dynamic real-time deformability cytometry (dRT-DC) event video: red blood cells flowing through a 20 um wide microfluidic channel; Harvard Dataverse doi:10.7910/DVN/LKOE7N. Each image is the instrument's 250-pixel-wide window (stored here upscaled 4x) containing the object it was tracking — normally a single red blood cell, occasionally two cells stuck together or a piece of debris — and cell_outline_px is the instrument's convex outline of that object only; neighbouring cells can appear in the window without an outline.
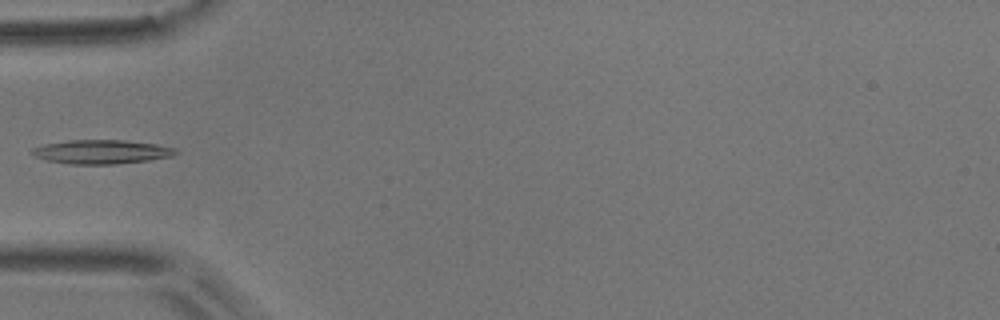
{"species": "common noctule bat (a hibernating species)", "species_latin": "Nyctalus noctula", "temperature_condition": "room temperature", "stored_images_in_passage": 4, "camera_frame_rate_fps": 3000, "um_per_image_px": 0.085, "animal": {"sex": "male", "body_mass_g": 17.9}, "frame": {"image": 1, "passage_image": 4, "time_ms": 1.0, "image_size_px": [1000, 320], "cell_outline_px": [[180, 152], [172, 156], [148, 160], [116, 164], [68, 164], [48, 160], [36, 156], [28, 152], [32, 148], [44, 144], [68, 140], [124, 140], [156, 144], [176, 148]], "centroid_in_image_um": [8.63, 12.9], "position_along_channel_um": 76.4, "area_um2": 20.11}}